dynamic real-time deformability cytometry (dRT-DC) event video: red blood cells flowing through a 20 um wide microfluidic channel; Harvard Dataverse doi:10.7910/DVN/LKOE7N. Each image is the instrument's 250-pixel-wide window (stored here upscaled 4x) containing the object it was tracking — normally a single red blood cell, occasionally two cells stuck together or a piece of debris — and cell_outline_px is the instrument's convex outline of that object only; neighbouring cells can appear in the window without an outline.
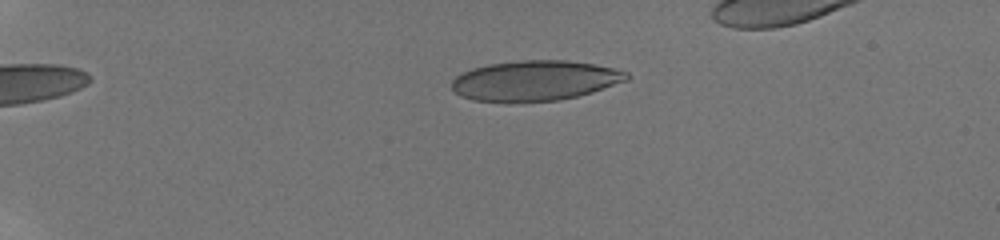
{"species": "human", "species_latin": "Homo sapiens", "temperature_condition": "room temperature", "stored_images_in_passage": 51, "camera_frame_rate_fps": 3000, "um_per_image_px": 0.085, "donor": {"sex": "male"}, "frame": {"image": 1, "passage_image": 10, "time_ms": 3.0, "image_size_px": [1000, 240], "cell_outline_px": [[628, 80], [592, 92], [560, 100], [472, 100], [460, 96], [452, 88], [452, 80], [456, 76], [472, 68], [488, 64], [520, 60], [564, 60], [592, 64], [612, 68], [628, 72]], "centroid_in_image_um": [45.47, 6.83], "position_along_channel_um": 39.5, "area_um2": 40.17}}
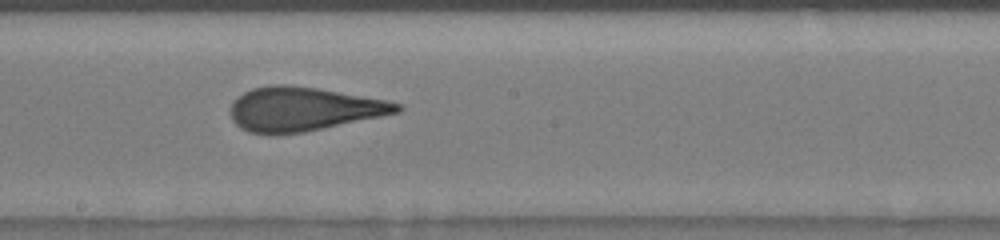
{"frame": {"image": 2, "passage_image": 30, "time_ms": 9.667, "image_size_px": [1000, 240], "cell_outline_px": [[404, 108], [400, 112], [304, 132], [276, 136], [248, 132], [240, 128], [232, 120], [232, 104], [244, 92], [252, 88], [272, 84], [284, 84], [316, 88], [384, 100], [400, 104]], "centroid_in_image_um": [25.75, 9.29], "position_along_channel_um": 222.5, "area_um2": 42.37}}
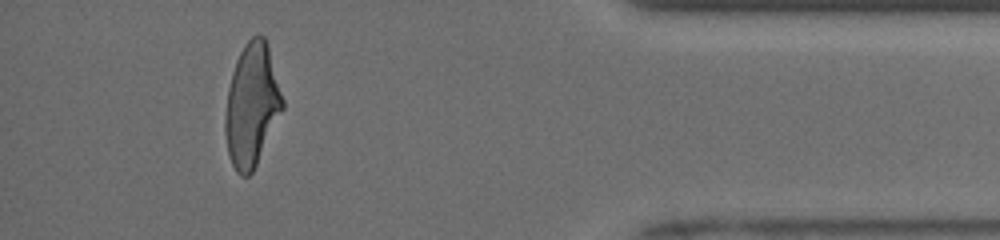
{"frame": {"image": 3, "passage_image": 47, "time_ms": 15.333, "image_size_px": [1000, 240], "cell_outline_px": [[284, 108], [252, 172], [248, 176], [240, 176], [236, 172], [232, 164], [228, 152], [224, 132], [224, 116], [228, 88], [232, 72], [236, 60], [244, 44], [252, 36], [264, 36], [268, 44], [284, 100]], "centroid_in_image_um": [21.39, 8.93], "position_along_channel_um": 413.8, "area_um2": 41.04}}